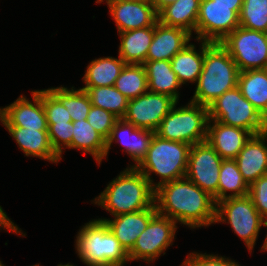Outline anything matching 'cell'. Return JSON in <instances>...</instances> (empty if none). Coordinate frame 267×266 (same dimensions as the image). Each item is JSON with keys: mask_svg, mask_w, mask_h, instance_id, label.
Returning a JSON list of instances; mask_svg holds the SVG:
<instances>
[{"mask_svg": "<svg viewBox=\"0 0 267 266\" xmlns=\"http://www.w3.org/2000/svg\"><path fill=\"white\" fill-rule=\"evenodd\" d=\"M154 204L159 214L192 230L215 224L213 197L186 177L156 187Z\"/></svg>", "mask_w": 267, "mask_h": 266, "instance_id": "1", "label": "cell"}, {"mask_svg": "<svg viewBox=\"0 0 267 266\" xmlns=\"http://www.w3.org/2000/svg\"><path fill=\"white\" fill-rule=\"evenodd\" d=\"M155 189L135 167H127L112 179L91 203L111 216L135 213L154 205Z\"/></svg>", "mask_w": 267, "mask_h": 266, "instance_id": "2", "label": "cell"}, {"mask_svg": "<svg viewBox=\"0 0 267 266\" xmlns=\"http://www.w3.org/2000/svg\"><path fill=\"white\" fill-rule=\"evenodd\" d=\"M239 68L220 43L204 41L203 70L190 101L209 107L224 92L238 86Z\"/></svg>", "mask_w": 267, "mask_h": 266, "instance_id": "3", "label": "cell"}, {"mask_svg": "<svg viewBox=\"0 0 267 266\" xmlns=\"http://www.w3.org/2000/svg\"><path fill=\"white\" fill-rule=\"evenodd\" d=\"M74 243L77 257L87 266H124L129 262L128 252L97 218L81 226Z\"/></svg>", "mask_w": 267, "mask_h": 266, "instance_id": "4", "label": "cell"}, {"mask_svg": "<svg viewBox=\"0 0 267 266\" xmlns=\"http://www.w3.org/2000/svg\"><path fill=\"white\" fill-rule=\"evenodd\" d=\"M191 145L154 134L146 157L136 167L155 189L163 183L185 177ZM160 177L154 182L153 175Z\"/></svg>", "mask_w": 267, "mask_h": 266, "instance_id": "5", "label": "cell"}, {"mask_svg": "<svg viewBox=\"0 0 267 266\" xmlns=\"http://www.w3.org/2000/svg\"><path fill=\"white\" fill-rule=\"evenodd\" d=\"M178 102L163 118L155 134L160 138L194 145L207 139L208 107L188 101L177 107Z\"/></svg>", "mask_w": 267, "mask_h": 266, "instance_id": "6", "label": "cell"}, {"mask_svg": "<svg viewBox=\"0 0 267 266\" xmlns=\"http://www.w3.org/2000/svg\"><path fill=\"white\" fill-rule=\"evenodd\" d=\"M209 119L248 130L252 135L267 131V120L242 95L238 86L224 92L209 107Z\"/></svg>", "mask_w": 267, "mask_h": 266, "instance_id": "7", "label": "cell"}, {"mask_svg": "<svg viewBox=\"0 0 267 266\" xmlns=\"http://www.w3.org/2000/svg\"><path fill=\"white\" fill-rule=\"evenodd\" d=\"M226 223L244 242L249 254L256 245L264 219L255 208L249 195L226 198L216 203L215 224Z\"/></svg>", "mask_w": 267, "mask_h": 266, "instance_id": "8", "label": "cell"}, {"mask_svg": "<svg viewBox=\"0 0 267 266\" xmlns=\"http://www.w3.org/2000/svg\"><path fill=\"white\" fill-rule=\"evenodd\" d=\"M220 44L239 71L267 69V33L238 26Z\"/></svg>", "mask_w": 267, "mask_h": 266, "instance_id": "9", "label": "cell"}, {"mask_svg": "<svg viewBox=\"0 0 267 266\" xmlns=\"http://www.w3.org/2000/svg\"><path fill=\"white\" fill-rule=\"evenodd\" d=\"M177 225L174 220L157 212L128 252L129 262L139 260L150 264L165 255L176 239Z\"/></svg>", "mask_w": 267, "mask_h": 266, "instance_id": "10", "label": "cell"}, {"mask_svg": "<svg viewBox=\"0 0 267 266\" xmlns=\"http://www.w3.org/2000/svg\"><path fill=\"white\" fill-rule=\"evenodd\" d=\"M242 6H223L214 0H201L195 40L222 42L239 24Z\"/></svg>", "mask_w": 267, "mask_h": 266, "instance_id": "11", "label": "cell"}, {"mask_svg": "<svg viewBox=\"0 0 267 266\" xmlns=\"http://www.w3.org/2000/svg\"><path fill=\"white\" fill-rule=\"evenodd\" d=\"M222 160L207 141L191 145L185 177L212 196L215 203Z\"/></svg>", "mask_w": 267, "mask_h": 266, "instance_id": "12", "label": "cell"}, {"mask_svg": "<svg viewBox=\"0 0 267 266\" xmlns=\"http://www.w3.org/2000/svg\"><path fill=\"white\" fill-rule=\"evenodd\" d=\"M176 101L170 96L146 91L128 101L123 119L137 128L156 131Z\"/></svg>", "mask_w": 267, "mask_h": 266, "instance_id": "13", "label": "cell"}, {"mask_svg": "<svg viewBox=\"0 0 267 266\" xmlns=\"http://www.w3.org/2000/svg\"><path fill=\"white\" fill-rule=\"evenodd\" d=\"M31 100L21 94L13 103L0 108V123L4 127L48 129L42 102V90H32Z\"/></svg>", "mask_w": 267, "mask_h": 266, "instance_id": "14", "label": "cell"}, {"mask_svg": "<svg viewBox=\"0 0 267 266\" xmlns=\"http://www.w3.org/2000/svg\"><path fill=\"white\" fill-rule=\"evenodd\" d=\"M108 5L117 32L150 27L158 22V12L150 1L146 0H96V4Z\"/></svg>", "mask_w": 267, "mask_h": 266, "instance_id": "15", "label": "cell"}, {"mask_svg": "<svg viewBox=\"0 0 267 266\" xmlns=\"http://www.w3.org/2000/svg\"><path fill=\"white\" fill-rule=\"evenodd\" d=\"M154 131L137 128L132 123L125 121L123 118L118 119L115 123L110 137L106 140V154L108 156L109 150L113 143H120L124 147L122 151L130 156L133 165L128 164V167H137L141 161L146 157Z\"/></svg>", "mask_w": 267, "mask_h": 266, "instance_id": "16", "label": "cell"}, {"mask_svg": "<svg viewBox=\"0 0 267 266\" xmlns=\"http://www.w3.org/2000/svg\"><path fill=\"white\" fill-rule=\"evenodd\" d=\"M157 213L155 204L147 209L121 214L111 218H98L104 221L124 249L129 252L136 243L137 237L146 229L152 217Z\"/></svg>", "mask_w": 267, "mask_h": 266, "instance_id": "17", "label": "cell"}, {"mask_svg": "<svg viewBox=\"0 0 267 266\" xmlns=\"http://www.w3.org/2000/svg\"><path fill=\"white\" fill-rule=\"evenodd\" d=\"M267 131L252 135L235 158L239 171L250 186L267 174Z\"/></svg>", "mask_w": 267, "mask_h": 266, "instance_id": "18", "label": "cell"}, {"mask_svg": "<svg viewBox=\"0 0 267 266\" xmlns=\"http://www.w3.org/2000/svg\"><path fill=\"white\" fill-rule=\"evenodd\" d=\"M194 36L180 27L166 26L159 21L154 25V36L146 61L169 60L181 51Z\"/></svg>", "mask_w": 267, "mask_h": 266, "instance_id": "19", "label": "cell"}, {"mask_svg": "<svg viewBox=\"0 0 267 266\" xmlns=\"http://www.w3.org/2000/svg\"><path fill=\"white\" fill-rule=\"evenodd\" d=\"M19 149L27 157H36L51 163H59L60 156L54 151L48 129H27L23 127H5Z\"/></svg>", "mask_w": 267, "mask_h": 266, "instance_id": "20", "label": "cell"}, {"mask_svg": "<svg viewBox=\"0 0 267 266\" xmlns=\"http://www.w3.org/2000/svg\"><path fill=\"white\" fill-rule=\"evenodd\" d=\"M251 136L246 129L209 119L206 141L222 159H235Z\"/></svg>", "mask_w": 267, "mask_h": 266, "instance_id": "21", "label": "cell"}, {"mask_svg": "<svg viewBox=\"0 0 267 266\" xmlns=\"http://www.w3.org/2000/svg\"><path fill=\"white\" fill-rule=\"evenodd\" d=\"M196 41L199 44L198 49L190 42L171 59V69L182 85L196 84L203 70L204 41Z\"/></svg>", "mask_w": 267, "mask_h": 266, "instance_id": "22", "label": "cell"}, {"mask_svg": "<svg viewBox=\"0 0 267 266\" xmlns=\"http://www.w3.org/2000/svg\"><path fill=\"white\" fill-rule=\"evenodd\" d=\"M118 55L126 64L143 65L154 36V25L118 33Z\"/></svg>", "mask_w": 267, "mask_h": 266, "instance_id": "23", "label": "cell"}, {"mask_svg": "<svg viewBox=\"0 0 267 266\" xmlns=\"http://www.w3.org/2000/svg\"><path fill=\"white\" fill-rule=\"evenodd\" d=\"M143 65L147 74L148 91L170 96L179 103L182 84L171 69V61H145Z\"/></svg>", "mask_w": 267, "mask_h": 266, "instance_id": "24", "label": "cell"}, {"mask_svg": "<svg viewBox=\"0 0 267 266\" xmlns=\"http://www.w3.org/2000/svg\"><path fill=\"white\" fill-rule=\"evenodd\" d=\"M200 3L201 0H177L158 12V21L166 26L183 28L196 35Z\"/></svg>", "mask_w": 267, "mask_h": 266, "instance_id": "25", "label": "cell"}, {"mask_svg": "<svg viewBox=\"0 0 267 266\" xmlns=\"http://www.w3.org/2000/svg\"><path fill=\"white\" fill-rule=\"evenodd\" d=\"M117 57L105 56L90 61L82 77L85 85L81 88L114 86L126 65L119 55Z\"/></svg>", "mask_w": 267, "mask_h": 266, "instance_id": "26", "label": "cell"}, {"mask_svg": "<svg viewBox=\"0 0 267 266\" xmlns=\"http://www.w3.org/2000/svg\"><path fill=\"white\" fill-rule=\"evenodd\" d=\"M71 149H77L84 154H90L101 165L106 154V139L98 133L87 121H73Z\"/></svg>", "mask_w": 267, "mask_h": 266, "instance_id": "27", "label": "cell"}, {"mask_svg": "<svg viewBox=\"0 0 267 266\" xmlns=\"http://www.w3.org/2000/svg\"><path fill=\"white\" fill-rule=\"evenodd\" d=\"M238 87L242 95L267 120V69L241 71Z\"/></svg>", "mask_w": 267, "mask_h": 266, "instance_id": "28", "label": "cell"}, {"mask_svg": "<svg viewBox=\"0 0 267 266\" xmlns=\"http://www.w3.org/2000/svg\"><path fill=\"white\" fill-rule=\"evenodd\" d=\"M229 192V193H228ZM249 185L238 169L235 159H223L219 172L218 202L248 195Z\"/></svg>", "mask_w": 267, "mask_h": 266, "instance_id": "29", "label": "cell"}, {"mask_svg": "<svg viewBox=\"0 0 267 266\" xmlns=\"http://www.w3.org/2000/svg\"><path fill=\"white\" fill-rule=\"evenodd\" d=\"M66 109L72 121L87 119L92 106L89 95L81 88L64 87L63 85L47 89Z\"/></svg>", "mask_w": 267, "mask_h": 266, "instance_id": "30", "label": "cell"}, {"mask_svg": "<svg viewBox=\"0 0 267 266\" xmlns=\"http://www.w3.org/2000/svg\"><path fill=\"white\" fill-rule=\"evenodd\" d=\"M81 89L87 92L93 106L109 111L119 119L125 116L129 99L121 94L115 86Z\"/></svg>", "mask_w": 267, "mask_h": 266, "instance_id": "31", "label": "cell"}, {"mask_svg": "<svg viewBox=\"0 0 267 266\" xmlns=\"http://www.w3.org/2000/svg\"><path fill=\"white\" fill-rule=\"evenodd\" d=\"M115 88L129 100L148 91L147 74L144 65L126 64L116 79Z\"/></svg>", "mask_w": 267, "mask_h": 266, "instance_id": "32", "label": "cell"}, {"mask_svg": "<svg viewBox=\"0 0 267 266\" xmlns=\"http://www.w3.org/2000/svg\"><path fill=\"white\" fill-rule=\"evenodd\" d=\"M239 24L245 29L267 33V0H244Z\"/></svg>", "mask_w": 267, "mask_h": 266, "instance_id": "33", "label": "cell"}, {"mask_svg": "<svg viewBox=\"0 0 267 266\" xmlns=\"http://www.w3.org/2000/svg\"><path fill=\"white\" fill-rule=\"evenodd\" d=\"M47 125L51 145L62 160L65 149H71L73 121L62 124L47 123Z\"/></svg>", "mask_w": 267, "mask_h": 266, "instance_id": "34", "label": "cell"}, {"mask_svg": "<svg viewBox=\"0 0 267 266\" xmlns=\"http://www.w3.org/2000/svg\"><path fill=\"white\" fill-rule=\"evenodd\" d=\"M119 118L102 108L91 106L87 115L88 123L106 140L110 137L112 129Z\"/></svg>", "mask_w": 267, "mask_h": 266, "instance_id": "35", "label": "cell"}, {"mask_svg": "<svg viewBox=\"0 0 267 266\" xmlns=\"http://www.w3.org/2000/svg\"><path fill=\"white\" fill-rule=\"evenodd\" d=\"M42 102L47 123L72 122V117L64 107L47 89H42Z\"/></svg>", "mask_w": 267, "mask_h": 266, "instance_id": "36", "label": "cell"}, {"mask_svg": "<svg viewBox=\"0 0 267 266\" xmlns=\"http://www.w3.org/2000/svg\"><path fill=\"white\" fill-rule=\"evenodd\" d=\"M184 261L189 266H241L236 262V260H232L231 258H227L222 255L218 254H207L205 253H198V252H190L185 257ZM243 266V265H242Z\"/></svg>", "mask_w": 267, "mask_h": 266, "instance_id": "37", "label": "cell"}, {"mask_svg": "<svg viewBox=\"0 0 267 266\" xmlns=\"http://www.w3.org/2000/svg\"><path fill=\"white\" fill-rule=\"evenodd\" d=\"M253 204L261 217L267 219V174L259 177L249 186V193Z\"/></svg>", "mask_w": 267, "mask_h": 266, "instance_id": "38", "label": "cell"}, {"mask_svg": "<svg viewBox=\"0 0 267 266\" xmlns=\"http://www.w3.org/2000/svg\"><path fill=\"white\" fill-rule=\"evenodd\" d=\"M0 230H5L7 233L11 232L21 237H26V233L15 224L11 218L7 216L3 208L0 206ZM24 232V233H23Z\"/></svg>", "mask_w": 267, "mask_h": 266, "instance_id": "39", "label": "cell"}, {"mask_svg": "<svg viewBox=\"0 0 267 266\" xmlns=\"http://www.w3.org/2000/svg\"><path fill=\"white\" fill-rule=\"evenodd\" d=\"M152 5L155 7L156 11L159 12L163 7L174 3L177 0H149Z\"/></svg>", "mask_w": 267, "mask_h": 266, "instance_id": "40", "label": "cell"}, {"mask_svg": "<svg viewBox=\"0 0 267 266\" xmlns=\"http://www.w3.org/2000/svg\"><path fill=\"white\" fill-rule=\"evenodd\" d=\"M244 0H214V4L223 6H242Z\"/></svg>", "mask_w": 267, "mask_h": 266, "instance_id": "41", "label": "cell"}, {"mask_svg": "<svg viewBox=\"0 0 267 266\" xmlns=\"http://www.w3.org/2000/svg\"><path fill=\"white\" fill-rule=\"evenodd\" d=\"M264 227L267 228V219L264 220ZM260 251L267 252V234H266V236H265V238H264V242H263V244H262V247L260 248Z\"/></svg>", "mask_w": 267, "mask_h": 266, "instance_id": "42", "label": "cell"}, {"mask_svg": "<svg viewBox=\"0 0 267 266\" xmlns=\"http://www.w3.org/2000/svg\"><path fill=\"white\" fill-rule=\"evenodd\" d=\"M57 266H75L74 264H72V263H66V264H63V263H60V264H58Z\"/></svg>", "mask_w": 267, "mask_h": 266, "instance_id": "43", "label": "cell"}, {"mask_svg": "<svg viewBox=\"0 0 267 266\" xmlns=\"http://www.w3.org/2000/svg\"><path fill=\"white\" fill-rule=\"evenodd\" d=\"M181 266H189L185 261L181 263Z\"/></svg>", "mask_w": 267, "mask_h": 266, "instance_id": "44", "label": "cell"}, {"mask_svg": "<svg viewBox=\"0 0 267 266\" xmlns=\"http://www.w3.org/2000/svg\"><path fill=\"white\" fill-rule=\"evenodd\" d=\"M0 266H5L1 260H0Z\"/></svg>", "mask_w": 267, "mask_h": 266, "instance_id": "45", "label": "cell"}, {"mask_svg": "<svg viewBox=\"0 0 267 266\" xmlns=\"http://www.w3.org/2000/svg\"><path fill=\"white\" fill-rule=\"evenodd\" d=\"M31 266H41V265H40V263H38V264H35V265H31Z\"/></svg>", "mask_w": 267, "mask_h": 266, "instance_id": "46", "label": "cell"}]
</instances>
